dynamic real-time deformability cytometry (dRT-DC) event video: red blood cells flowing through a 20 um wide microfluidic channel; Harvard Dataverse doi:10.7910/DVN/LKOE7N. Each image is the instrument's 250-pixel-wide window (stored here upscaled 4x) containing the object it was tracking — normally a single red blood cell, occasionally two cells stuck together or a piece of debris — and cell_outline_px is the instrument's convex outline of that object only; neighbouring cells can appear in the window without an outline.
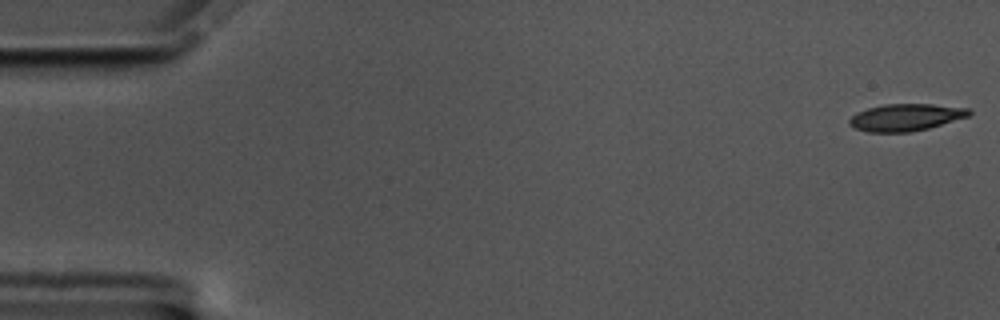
{"species": "common noctule bat (a hibernating species)", "species_latin": "Nyctalus noctula", "temperature_condition": "cold", "stored_images_in_passage": 58, "camera_frame_rate_fps": 3000, "um_per_image_px": 0.085, "animal": {"sex": "male", "body_mass_g": 17.5, "forearm_length_mm": 52.3}, "frame": {"image": 1, "passage_image": 1, "time_ms": 0.0, "image_size_px": [1000, 320], "cell_outline_px": [[972, 112], [968, 116], [928, 128], [912, 132], [868, 132], [856, 128], [848, 124], [848, 120], [856, 112], [868, 108], [884, 104], [932, 104], [968, 108]], "centroid_in_image_um": [76.96, 9.97], "position_along_channel_um": 8.0, "area_um2": 18.79}}
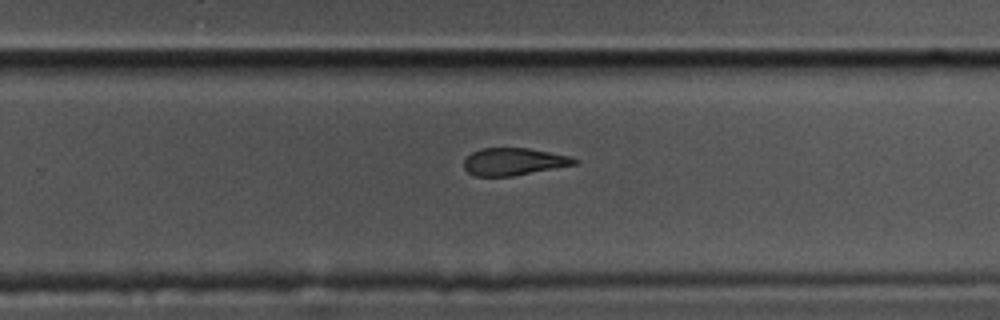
{"frame": {"image": 2, "passage_image": 37, "time_ms": 12.0, "image_size_px": [1000, 320], "cell_outline_px": [[580, 160], [576, 164], [512, 176], [476, 176], [468, 172], [464, 168], [464, 160], [472, 152], [480, 148], [528, 148], [572, 156]], "centroid_in_image_um": [43.68, 13.73], "position_along_channel_um": 286.1, "area_um2": 17.57}}
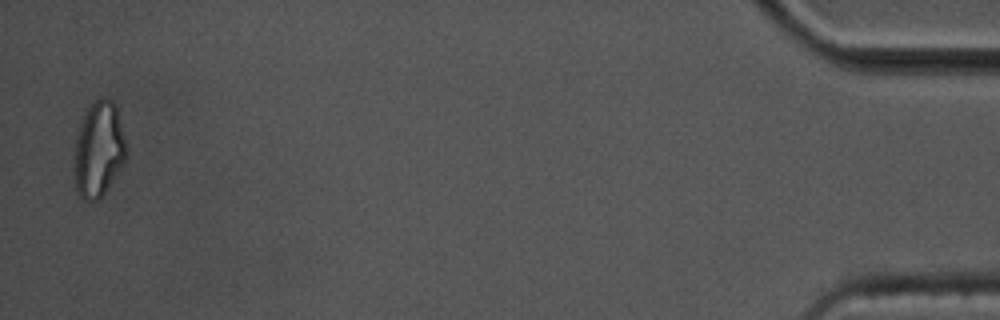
{"frame": {"image": 3, "passage_image": 57, "time_ms": 18.667, "image_size_px": [1000, 320], "cell_outline_px": [[128, 156], [124, 164], [104, 192], [96, 200], [84, 200], [76, 192], [72, 168], [76, 140], [80, 124], [88, 108], [100, 96], [104, 96], [112, 100], [116, 104]], "centroid_in_image_um": [8.37, 12.71], "position_along_channel_um": 426.8, "area_um2": 29.07}, "authors_computed_cell_mechanics": {"area_um2": 19.4208, "velocity_mm_per_s": 3.4571, "shape_relaxation_time_tau1_ms": 7.028, "shape_relaxation_time_tau2_ms": 4.5315, "deformation_change_tau1": 0.192, "deformation_change_tau2": 0.1319}}